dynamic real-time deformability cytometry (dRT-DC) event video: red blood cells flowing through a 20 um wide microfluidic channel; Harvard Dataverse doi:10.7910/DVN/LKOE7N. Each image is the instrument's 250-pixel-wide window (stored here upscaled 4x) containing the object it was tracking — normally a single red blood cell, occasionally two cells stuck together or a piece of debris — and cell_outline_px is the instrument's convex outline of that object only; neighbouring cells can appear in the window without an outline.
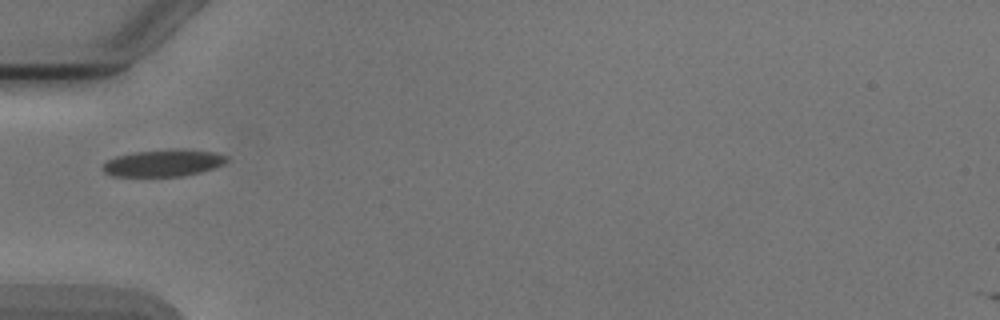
{"species": "Egyptian fruit bat (a non-hibernating species)", "species_latin": "Rousettus aegyptiacus", "temperature_condition": "cold", "stored_images_in_passage": 1, "camera_frame_rate_fps": 3000, "um_per_image_px": 0.085, "animal": {"sex": "male"}, "frame": {"image": 1, "passage_image": 1, "time_ms": 0.0, "image_size_px": [1000, 320], "cell_outline_px": [[228, 160], [224, 164], [200, 172], [180, 176], [112, 176], [104, 172], [100, 168], [108, 160], [116, 156], [132, 152], [216, 152], [228, 156]], "centroid_in_image_um": [13.82, 13.91], "position_along_channel_um": 71.2, "area_um2": 18.38}}